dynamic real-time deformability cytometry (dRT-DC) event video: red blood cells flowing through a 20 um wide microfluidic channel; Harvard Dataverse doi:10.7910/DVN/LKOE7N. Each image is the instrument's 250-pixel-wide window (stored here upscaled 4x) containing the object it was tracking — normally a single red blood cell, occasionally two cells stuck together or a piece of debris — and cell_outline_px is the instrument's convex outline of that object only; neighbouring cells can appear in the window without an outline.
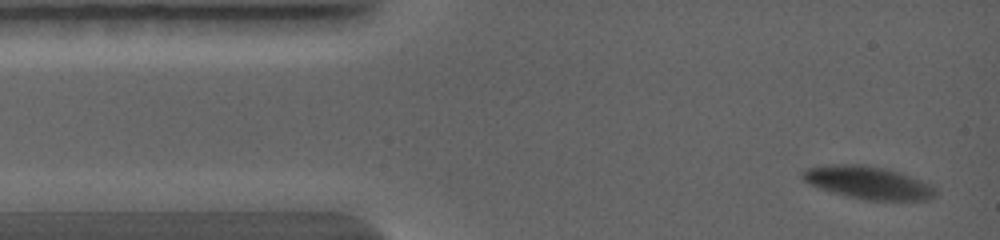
{"species": "common noctule bat (a hibernating species)", "species_latin": "Nyctalus noctula", "temperature_condition": "warm", "stored_images_in_passage": 9, "camera_frame_rate_fps": 5000, "um_per_image_px": 0.085, "animal": {"sex": "female", "body_mass_g": 19.0, "forearm_length_mm": 56.7}, "frame": {"image": 1, "passage_image": 1, "time_ms": 0.0, "image_size_px": [1000, 240], "cell_outline_px": [[936, 196], [928, 200], [868, 200], [844, 196], [820, 188], [804, 180], [800, 176], [804, 168], [832, 164], [860, 164], [884, 168], [900, 172], [932, 184], [936, 188]], "centroid_in_image_um": [73.81, 15.52], "position_along_channel_um": 11.2, "area_um2": 25.49}}
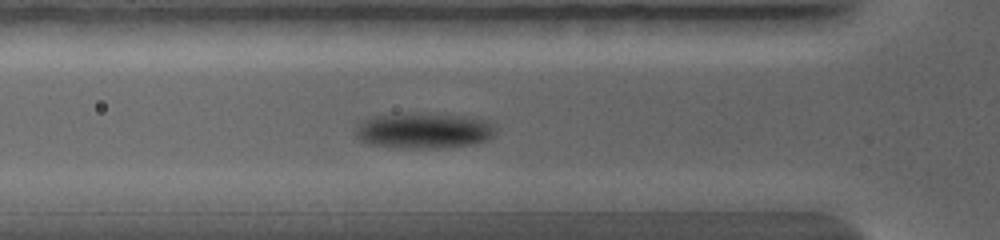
{"frame": {"image": 2, "passage_image": 7, "time_ms": 2.8, "image_size_px": [1000, 240], "cell_outline_px": [[496, 132], [488, 140], [472, 144], [440, 148], [400, 148], [368, 144], [360, 140], [356, 136], [356, 128], [364, 120], [376, 116], [404, 112], [424, 112], [476, 116], [488, 120], [496, 128]], "centroid_in_image_um": [36.08, 11.07], "position_along_channel_um": 89.7, "area_um2": 29.88}}
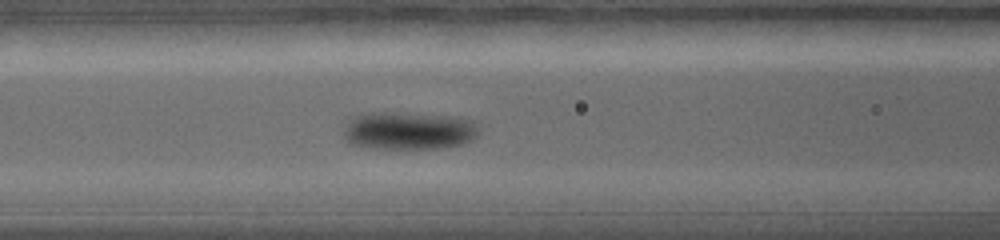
{"frame": {"image": 3, "passage_image": 9, "time_ms": 3.6, "image_size_px": [1000, 240], "cell_outline_px": [[476, 136], [472, 140], [464, 144], [436, 148], [368, 148], [352, 144], [344, 136], [344, 124], [348, 116], [372, 112], [400, 112], [456, 116], [472, 120], [476, 124]], "centroid_in_image_um": [34.68, 11.08], "position_along_channel_um": 131.9, "area_um2": 30.23}}